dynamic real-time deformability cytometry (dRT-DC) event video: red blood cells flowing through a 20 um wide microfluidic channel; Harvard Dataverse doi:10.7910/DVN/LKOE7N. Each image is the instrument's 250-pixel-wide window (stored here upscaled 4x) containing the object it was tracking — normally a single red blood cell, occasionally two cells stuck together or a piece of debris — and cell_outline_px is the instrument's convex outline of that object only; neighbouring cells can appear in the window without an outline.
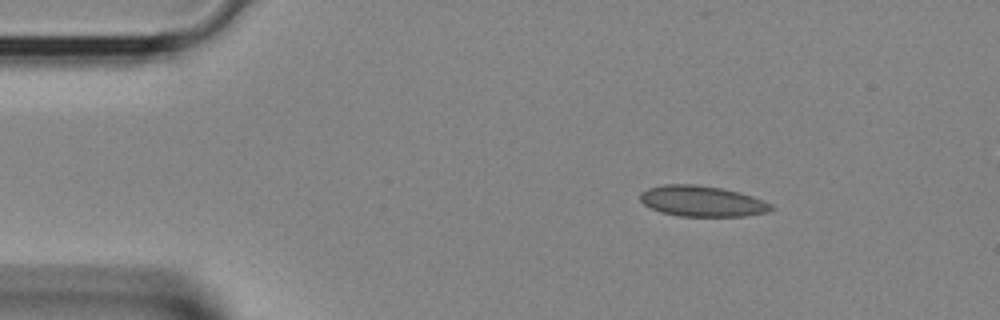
{"species": "Egyptian fruit bat (a non-hibernating species)", "species_latin": "Rousettus aegyptiacus", "temperature_condition": "room temperature", "stored_images_in_passage": 34, "camera_frame_rate_fps": 3000, "um_per_image_px": 0.085, "animal": {"sex": "female"}, "frame": {"image": 1, "passage_image": 2, "time_ms": 0.333, "image_size_px": [1000, 320], "cell_outline_px": [[776, 208], [768, 212], [744, 216], [680, 216], [660, 212], [644, 204], [640, 200], [640, 192], [648, 188], [664, 184], [696, 184], [720, 188], [740, 192], [752, 196], [772, 204]], "centroid_in_image_um": [59.68, 17.1], "position_along_channel_um": 25.3, "area_um2": 23.52}}
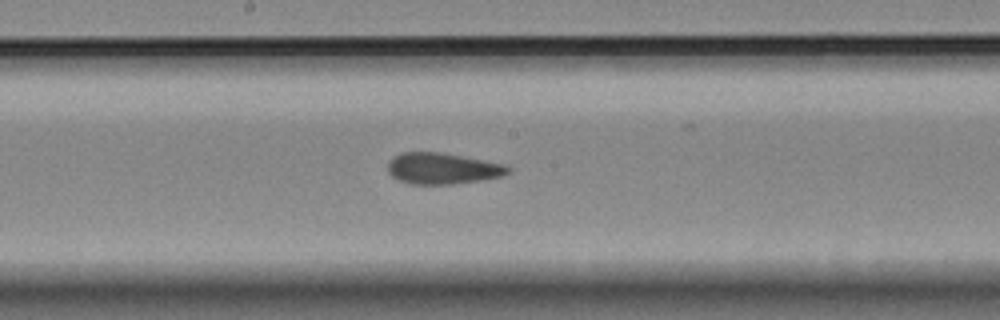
{"frame": {"image": 2, "passage_image": 16, "time_ms": 5.0, "image_size_px": [1000, 320], "cell_outline_px": [[512, 172], [504, 176], [484, 180], [452, 184], [408, 184], [392, 176], [388, 172], [388, 160], [400, 152], [440, 152], [508, 164], [512, 168]], "centroid_in_image_um": [37.68, 14.32], "position_along_channel_um": 210.5, "area_um2": 22.31}}
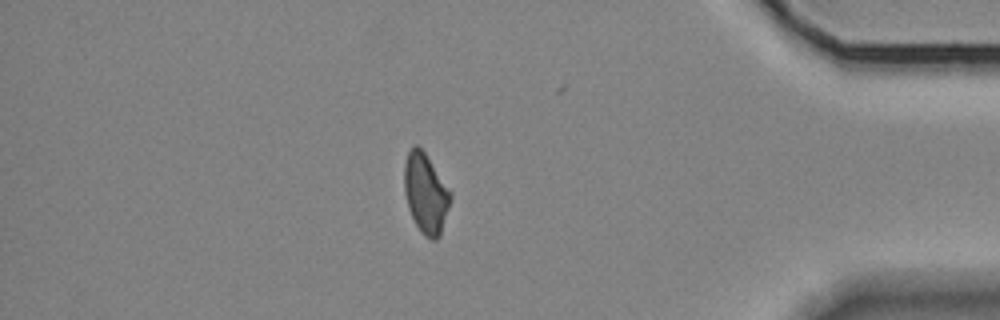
{"frame": {"image": 3, "passage_image": 29, "time_ms": 9.333, "image_size_px": [1000, 320], "cell_outline_px": [[452, 196], [440, 236], [436, 240], [432, 240], [424, 236], [420, 232], [408, 208], [404, 192], [404, 164], [408, 152], [416, 144], [424, 152], [452, 192]], "centroid_in_image_um": [36.18, 16.46], "position_along_channel_um": 399.0, "area_um2": 21.44}}